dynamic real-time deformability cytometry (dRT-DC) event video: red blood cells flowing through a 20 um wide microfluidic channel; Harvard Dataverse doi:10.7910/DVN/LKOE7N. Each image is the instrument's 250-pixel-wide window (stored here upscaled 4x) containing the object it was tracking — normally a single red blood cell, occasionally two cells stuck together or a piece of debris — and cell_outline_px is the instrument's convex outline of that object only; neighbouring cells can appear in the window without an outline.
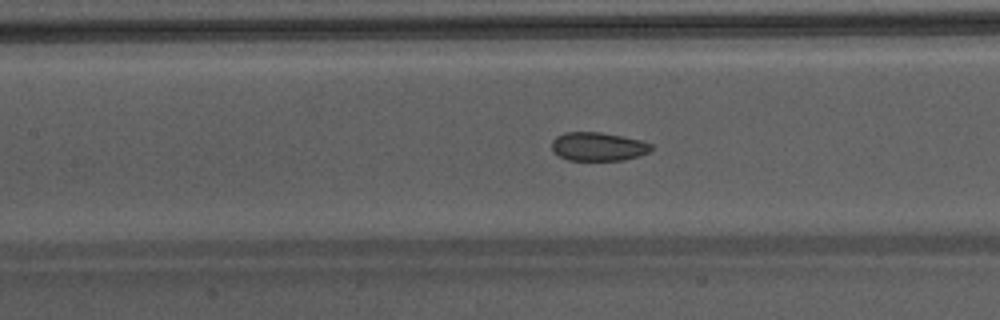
{"species": "Egyptian fruit bat (a non-hibernating species)", "species_latin": "Rousettus aegyptiacus", "temperature_condition": "warm", "stored_images_in_passage": 50, "camera_frame_rate_fps": 3000, "um_per_image_px": 0.085, "animal": {"sex": "male"}, "frame": {"image": 1, "passage_image": 25, "time_ms": 8.0, "image_size_px": [1000, 320], "cell_outline_px": [[652, 148], [648, 152], [640, 156], [624, 160], [568, 160], [560, 156], [552, 148], [552, 140], [556, 136], [564, 132], [600, 132], [640, 140], [652, 144]], "centroid_in_image_um": [50.84, 12.46], "position_along_channel_um": 156.6, "area_um2": 16.47}}
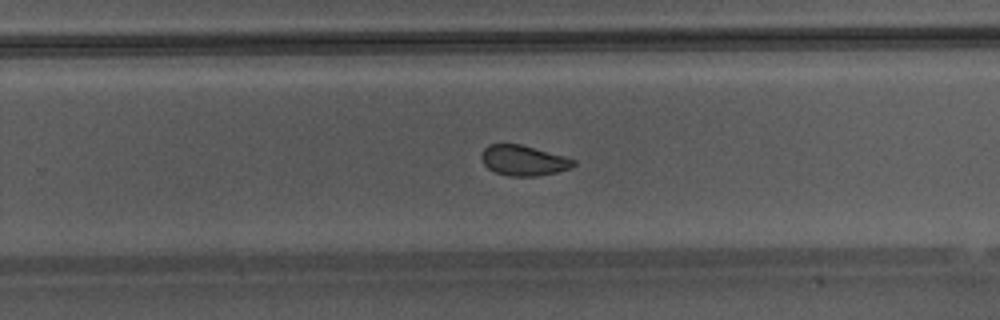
{"frame": {"image": 2, "passage_image": 34, "time_ms": 11.0, "image_size_px": [1000, 320], "cell_outline_px": [[576, 164], [572, 168], [556, 172], [536, 176], [508, 176], [496, 172], [488, 168], [484, 164], [480, 156], [484, 148], [488, 144], [520, 144], [564, 156], [576, 160]], "centroid_in_image_um": [44.5, 13.64], "position_along_channel_um": 285.3, "area_um2": 16.24}}
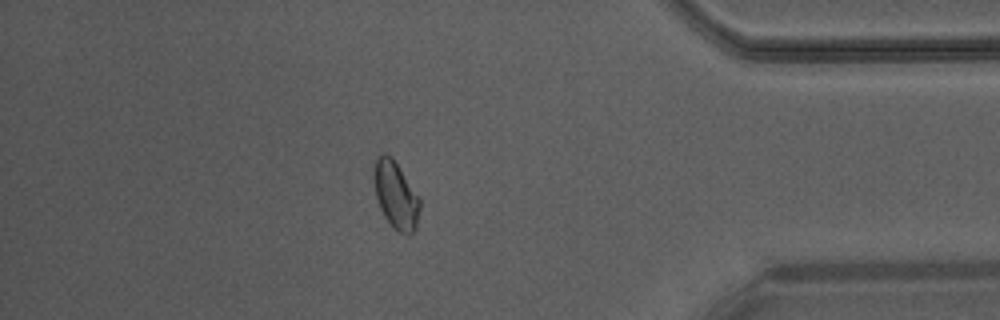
{"frame": {"image": 3, "passage_image": 44, "time_ms": 14.333, "image_size_px": [1000, 320], "cell_outline_px": [[420, 208], [416, 228], [408, 236], [396, 232], [392, 228], [384, 216], [380, 208], [376, 196], [372, 172], [372, 168], [376, 156], [384, 152], [392, 156], [420, 200]], "centroid_in_image_um": [33.6, 16.58], "position_along_channel_um": 401.6, "area_um2": 18.26}, "authors_computed_cell_mechanics": {"area_um2": 18.0914, "velocity_mm_per_s": 4.306, "shape_relaxation_time_tau1_ms": null, "shape_relaxation_time_tau2_ms": 1.1671, "deformation_change_tau1": null, "deformation_change_tau2": 0.0558}}